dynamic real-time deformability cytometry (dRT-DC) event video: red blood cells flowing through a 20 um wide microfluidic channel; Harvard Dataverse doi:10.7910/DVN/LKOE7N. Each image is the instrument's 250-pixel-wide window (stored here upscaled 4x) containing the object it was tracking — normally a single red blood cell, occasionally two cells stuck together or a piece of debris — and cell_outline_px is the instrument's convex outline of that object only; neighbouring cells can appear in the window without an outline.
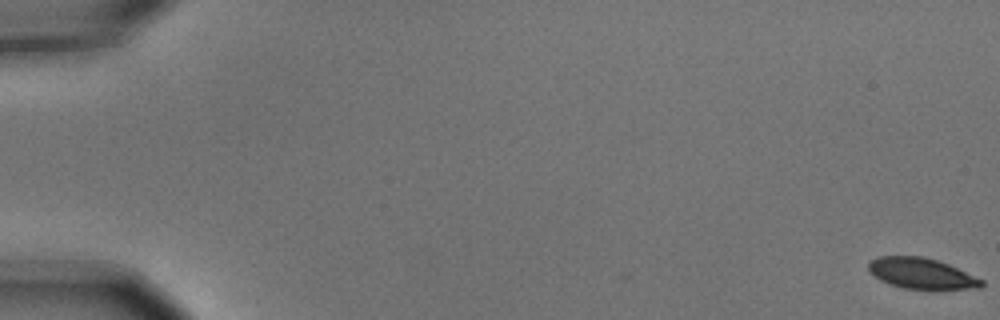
{"species": "common noctule bat (a hibernating species)", "species_latin": "Nyctalus noctula", "temperature_condition": "cold", "stored_images_in_passage": 5, "camera_frame_rate_fps": 3000, "um_per_image_px": 0.085, "animal": {"sex": "male", "body_mass_g": 15.6}, "frame": {"image": 1, "passage_image": 1, "time_ms": 0.0, "image_size_px": [1000, 320], "cell_outline_px": [[984, 284], [980, 288], [932, 292], [928, 292], [904, 288], [880, 280], [868, 272], [868, 260], [880, 256], [924, 256], [948, 264], [984, 280]], "centroid_in_image_um": [78.36, 23.29], "position_along_channel_um": 6.6, "area_um2": 21.15}}
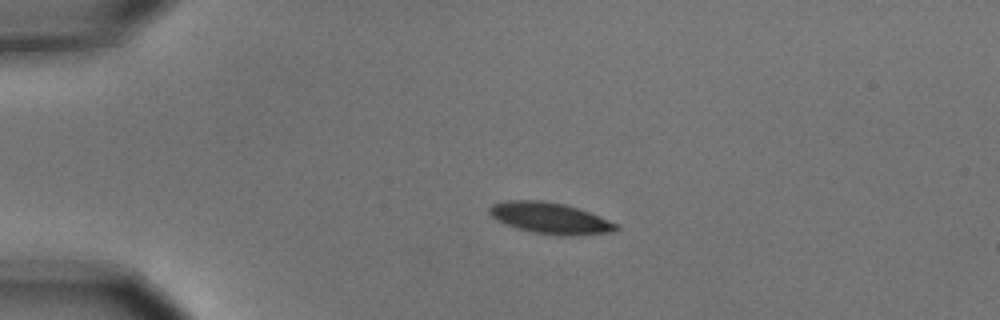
{"frame": {"image": 2, "passage_image": 4, "time_ms": 1.0, "image_size_px": [1000, 320], "cell_outline_px": [[620, 228], [616, 232], [572, 236], [560, 236], [536, 232], [520, 228], [496, 220], [488, 212], [488, 208], [492, 204], [508, 200], [544, 200], [564, 204], [588, 212], [620, 224]], "centroid_in_image_um": [46.82, 18.54], "position_along_channel_um": 38.2, "area_um2": 23.0}}